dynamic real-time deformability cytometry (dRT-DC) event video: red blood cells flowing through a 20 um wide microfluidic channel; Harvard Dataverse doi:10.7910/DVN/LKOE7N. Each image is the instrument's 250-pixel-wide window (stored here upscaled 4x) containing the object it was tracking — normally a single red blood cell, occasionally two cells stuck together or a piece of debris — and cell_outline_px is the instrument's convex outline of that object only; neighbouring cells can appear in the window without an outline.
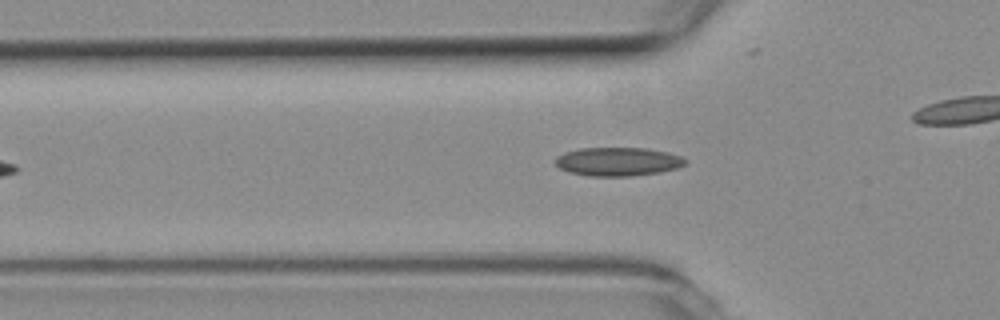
{"species": "common noctule bat (a hibernating species)", "species_latin": "Nyctalus noctula", "temperature_condition": "room temperature", "stored_images_in_passage": 39, "camera_frame_rate_fps": 3000, "um_per_image_px": 0.085, "animal": {"sex": "female", "body_mass_g": 19.3, "forearm_length_mm": 54.1}, "frame": {"image": 1, "passage_image": 6, "time_ms": 1.667, "image_size_px": [1000, 320], "cell_outline_px": [[688, 164], [676, 168], [660, 172], [632, 176], [588, 176], [568, 172], [560, 168], [552, 160], [556, 156], [564, 152], [580, 148], [644, 148], [668, 152], [680, 156], [688, 160]], "centroid_in_image_um": [52.5, 13.74], "position_along_channel_um": 73.3, "area_um2": 21.91}}
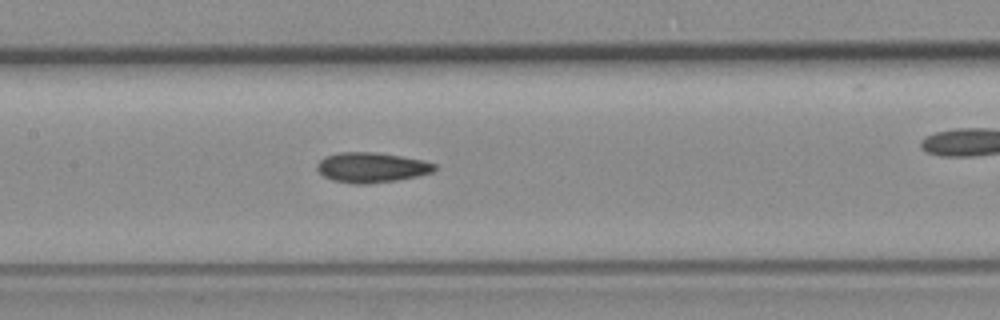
{"frame": {"image": 2, "passage_image": 14, "time_ms": 4.333, "image_size_px": [1000, 320], "cell_outline_px": [[436, 168], [432, 172], [416, 176], [396, 180], [368, 184], [352, 184], [332, 180], [324, 176], [316, 168], [316, 164], [324, 156], [340, 152], [376, 152], [424, 160], [436, 164]], "centroid_in_image_um": [31.55, 14.23], "position_along_channel_um": 175.8, "area_um2": 20.63}}
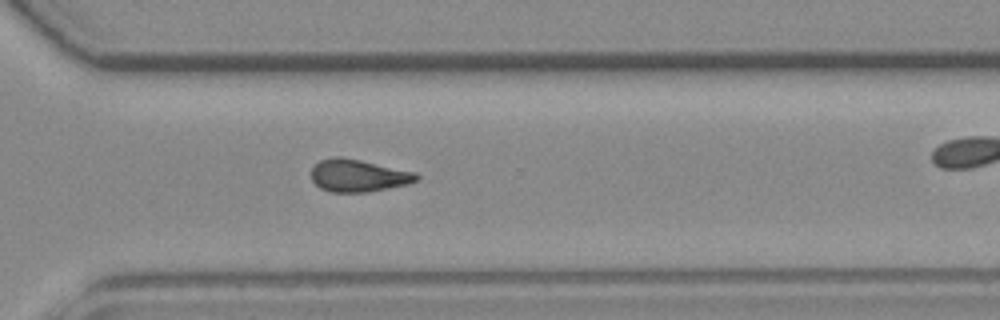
{"frame": {"image": 3, "passage_image": 27, "time_ms": 8.667, "image_size_px": [1000, 320], "cell_outline_px": [[420, 180], [408, 184], [368, 192], [328, 192], [320, 188], [312, 180], [312, 168], [320, 160], [336, 156], [340, 156], [360, 160], [416, 172], [420, 176]], "centroid_in_image_um": [30.48, 14.93], "position_along_channel_um": 340.1, "area_um2": 19.94}, "authors_computed_cell_mechanics": {"area_um2": 19.8832, "velocity_mm_per_s": 3.812, "shape_relaxation_time_tau1_ms": null, "shape_relaxation_time_tau2_ms": 5.1905, "deformation_change_tau1": null, "deformation_change_tau2": 0.1226}}